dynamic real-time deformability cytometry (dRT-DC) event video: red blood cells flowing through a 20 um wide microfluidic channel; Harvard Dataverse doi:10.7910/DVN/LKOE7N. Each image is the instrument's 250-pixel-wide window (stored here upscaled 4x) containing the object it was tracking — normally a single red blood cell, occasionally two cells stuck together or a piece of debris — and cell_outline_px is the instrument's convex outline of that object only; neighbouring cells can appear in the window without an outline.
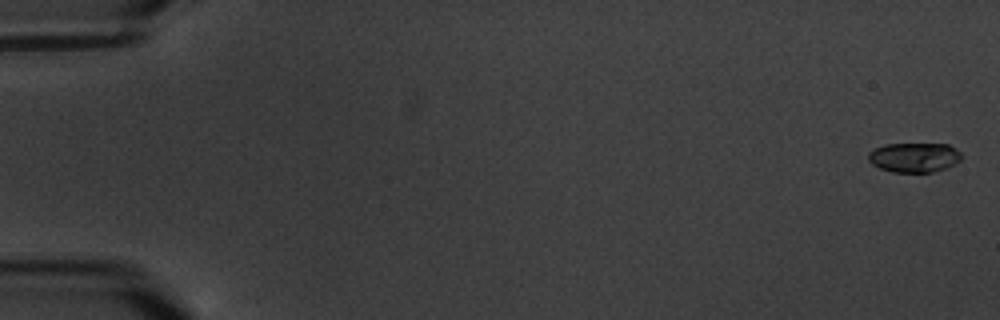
{"species": "common noctule bat (a hibernating species)", "species_latin": "Nyctalus noctula", "temperature_condition": "warm", "stored_images_in_passage": 11, "camera_frame_rate_fps": 3000, "um_per_image_px": 0.085, "animal": {"sex": "male", "body_mass_g": 20.1, "forearm_length_mm": 53.5}, "frame": {"image": 1, "passage_image": 1, "time_ms": 0.0, "image_size_px": [1000, 320], "cell_outline_px": [[964, 156], [960, 160], [948, 168], [932, 172], [892, 172], [880, 168], [872, 164], [868, 160], [868, 152], [884, 144], [948, 144], [956, 148]], "centroid_in_image_um": [77.73, 13.38], "position_along_channel_um": 7.3, "area_um2": 16.24}}
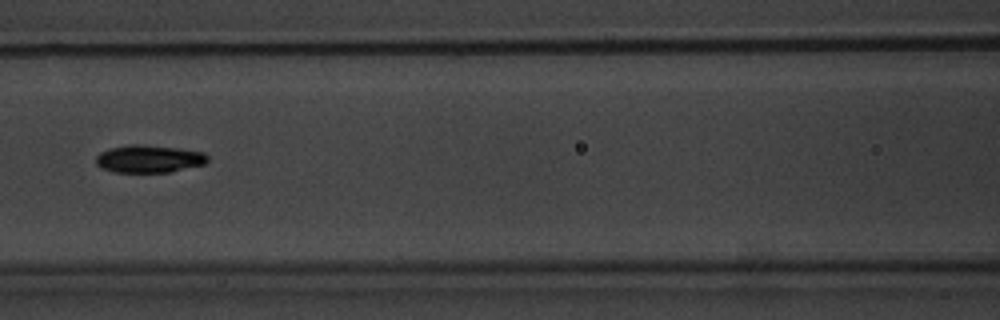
{"frame": {"image": 2, "passage_image": 8, "time_ms": 9.0, "image_size_px": [1000, 320], "cell_outline_px": [[208, 160], [204, 164], [168, 172], [116, 172], [104, 168], [96, 164], [96, 156], [100, 152], [112, 148], [128, 144], [144, 144], [180, 148], [204, 152], [208, 156]], "centroid_in_image_um": [12.68, 13.48], "position_along_channel_um": 153.9, "area_um2": 17.92}}
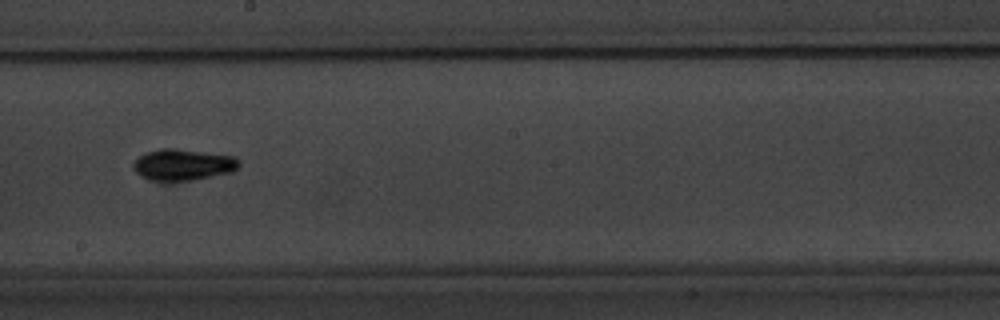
{"frame": {"image": 3, "passage_image": 10, "time_ms": 11.333, "image_size_px": [1000, 320], "cell_outline_px": [[240, 164], [232, 172], [192, 180], [148, 180], [140, 176], [132, 168], [132, 164], [144, 152], [160, 148], [172, 148], [236, 156], [240, 160]], "centroid_in_image_um": [15.54, 13.99], "position_along_channel_um": 232.7, "area_um2": 19.31}}